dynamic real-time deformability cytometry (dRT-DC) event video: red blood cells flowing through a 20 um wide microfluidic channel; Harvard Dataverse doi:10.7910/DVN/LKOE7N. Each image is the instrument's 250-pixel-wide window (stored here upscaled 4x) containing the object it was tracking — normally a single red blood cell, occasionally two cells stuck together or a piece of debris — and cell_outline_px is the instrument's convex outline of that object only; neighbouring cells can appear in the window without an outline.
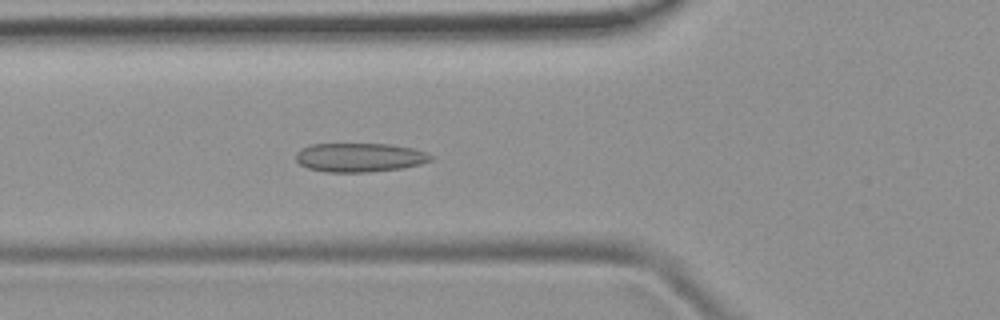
{"species": "common noctule bat (a hibernating species)", "species_latin": "Nyctalus noctula", "temperature_condition": "room temperature", "stored_images_in_passage": 51, "camera_frame_rate_fps": 3000, "um_per_image_px": 0.085, "animal": {"sex": "female", "body_mass_g": 19.9}, "frame": {"image": 1, "passage_image": 19, "time_ms": 6.0, "image_size_px": [1000, 320], "cell_outline_px": [[436, 156], [432, 160], [420, 164], [404, 168], [368, 172], [324, 172], [308, 168], [300, 164], [296, 160], [296, 152], [300, 148], [312, 144], [392, 144], [412, 148], [428, 152]], "centroid_in_image_um": [30.6, 13.38], "position_along_channel_um": 95.2, "area_um2": 23.06}}
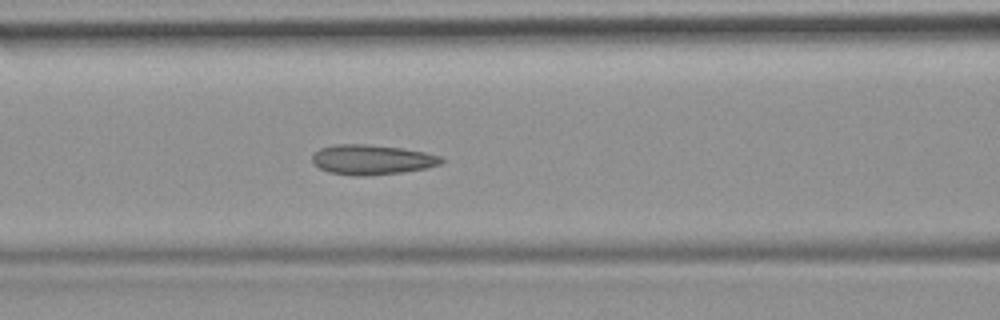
{"frame": {"image": 2, "passage_image": 22, "time_ms": 7.0, "image_size_px": [1000, 320], "cell_outline_px": [[444, 160], [440, 164], [428, 168], [404, 172], [364, 176], [352, 176], [328, 172], [312, 164], [312, 156], [320, 148], [336, 144], [368, 144], [400, 148], [424, 152], [440, 156]], "centroid_in_image_um": [31.59, 13.58], "position_along_channel_um": 135.0, "area_um2": 22.6}}
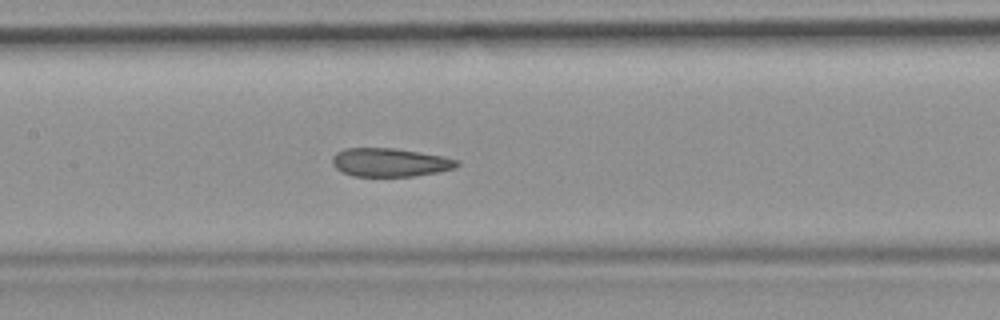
{"frame": {"image": 3, "passage_image": 25, "time_ms": 8.0, "image_size_px": [1000, 320], "cell_outline_px": [[460, 164], [456, 168], [440, 172], [416, 176], [352, 176], [336, 168], [332, 164], [332, 156], [336, 152], [344, 148], [396, 148], [444, 156], [460, 160]], "centroid_in_image_um": [33.19, 13.8], "position_along_channel_um": 174.2, "area_um2": 20.98}, "authors_computed_cell_mechanics": {"area_um2": 22.253, "velocity_mm_per_s": 3.9411, "shape_relaxation_time_tau1_ms": null, "shape_relaxation_time_tau2_ms": 1.534, "deformation_change_tau1": null, "deformation_change_tau2": 0.0683}}